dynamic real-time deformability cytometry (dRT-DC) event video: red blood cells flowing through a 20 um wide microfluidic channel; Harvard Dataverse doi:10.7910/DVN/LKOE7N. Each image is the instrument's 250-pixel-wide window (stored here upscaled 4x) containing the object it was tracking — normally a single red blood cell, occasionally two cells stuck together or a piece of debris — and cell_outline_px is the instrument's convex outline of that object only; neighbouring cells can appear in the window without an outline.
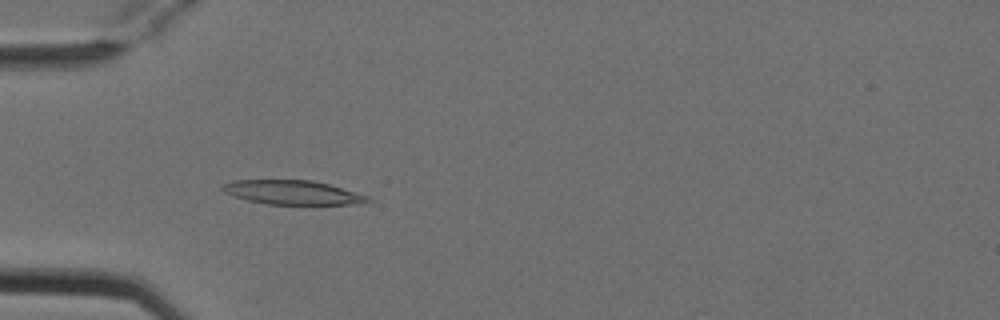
{"species": "Egyptian fruit bat (a non-hibernating species)", "species_latin": "Rousettus aegyptiacus", "temperature_condition": "cold", "stored_images_in_passage": 5, "camera_frame_rate_fps": 3000, "um_per_image_px": 0.085, "animal": {"sex": "female"}, "frame": {"image": 1, "passage_image": 5, "time_ms": 1.333, "image_size_px": [1000, 320], "cell_outline_px": [[372, 200], [364, 204], [268, 204], [248, 200], [224, 192], [220, 188], [220, 184], [232, 180], [312, 180], [328, 184], [368, 196]], "centroid_in_image_um": [24.85, 16.35], "position_along_channel_um": 60.2, "area_um2": 20.35}}